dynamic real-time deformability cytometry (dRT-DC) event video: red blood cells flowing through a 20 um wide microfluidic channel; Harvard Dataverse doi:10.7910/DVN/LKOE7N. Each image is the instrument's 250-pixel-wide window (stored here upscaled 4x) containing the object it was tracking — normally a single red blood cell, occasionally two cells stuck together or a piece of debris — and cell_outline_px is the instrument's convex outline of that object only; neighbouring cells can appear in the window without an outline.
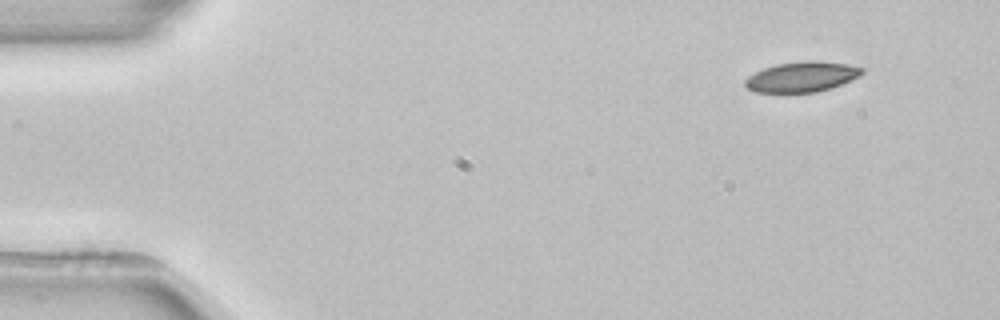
{"species": "common noctule bat (a hibernating species)", "species_latin": "Nyctalus noctula", "temperature_condition": "room temperature", "stored_images_in_passage": 3, "camera_frame_rate_fps": 3000, "um_per_image_px": 0.085, "animal": {"sex": "female", "body_mass_g": 22.7, "forearm_length_mm": 54.2}, "frame": {"image": 1, "passage_image": 1, "time_ms": 0.0, "image_size_px": [1000, 320], "cell_outline_px": [[864, 72], [860, 76], [832, 88], [816, 92], [756, 92], [748, 88], [744, 84], [744, 80], [748, 76], [764, 68], [776, 64], [804, 60], [812, 60], [848, 64], [864, 68]], "centroid_in_image_um": [68.18, 6.52], "position_along_channel_um": 16.8, "area_um2": 20.63}}
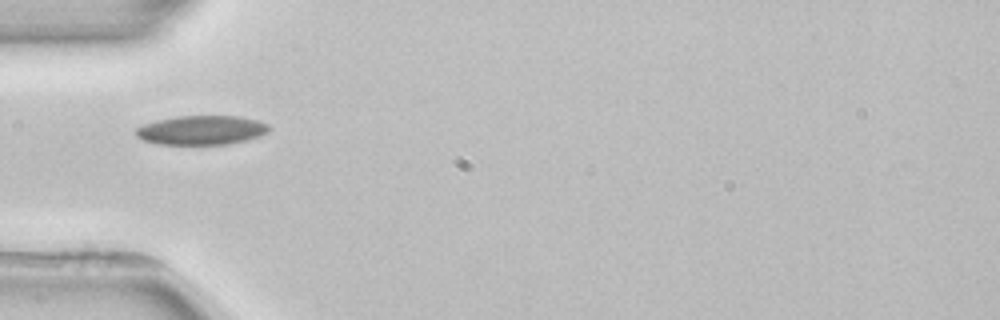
{"frame": {"image": 2, "passage_image": 3, "time_ms": 4.0, "image_size_px": [1000, 320], "cell_outline_px": [[268, 132], [260, 136], [228, 144], [160, 144], [144, 140], [136, 136], [136, 128], [144, 124], [156, 120], [176, 116], [240, 116], [260, 120], [268, 124]], "centroid_in_image_um": [17.14, 11.05], "position_along_channel_um": 67.9, "area_um2": 22.6}}